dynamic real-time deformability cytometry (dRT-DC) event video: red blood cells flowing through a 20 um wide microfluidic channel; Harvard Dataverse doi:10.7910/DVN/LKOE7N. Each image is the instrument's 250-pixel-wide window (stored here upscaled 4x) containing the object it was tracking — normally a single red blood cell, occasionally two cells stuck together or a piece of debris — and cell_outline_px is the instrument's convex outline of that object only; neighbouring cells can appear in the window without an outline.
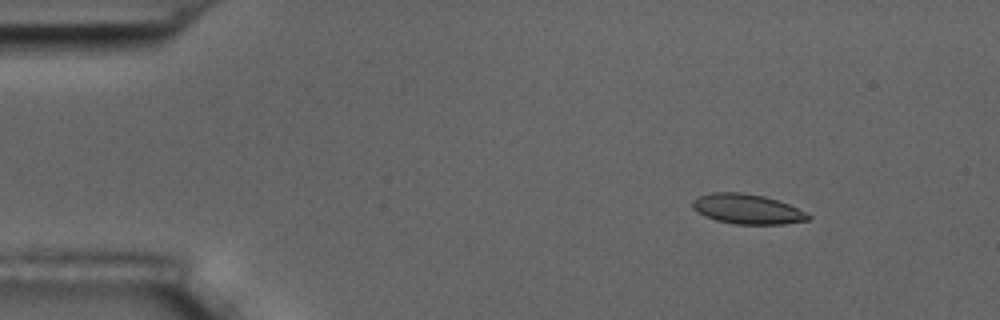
{"species": "common noctule bat (a hibernating species)", "species_latin": "Nyctalus noctula", "temperature_condition": "room temperature", "stored_images_in_passage": 5, "camera_frame_rate_fps": 3000, "um_per_image_px": 0.085, "animal": {"sex": "male", "body_mass_g": 17.5, "forearm_length_mm": 52.3}, "frame": {"image": 1, "passage_image": 2, "time_ms": 1.0, "image_size_px": [1000, 320], "cell_outline_px": [[812, 216], [808, 220], [784, 224], [736, 224], [716, 220], [692, 208], [692, 200], [696, 196], [712, 192], [744, 192], [764, 196], [788, 204]], "centroid_in_image_um": [63.49, 17.75], "position_along_channel_um": 21.5, "area_um2": 20.0}}